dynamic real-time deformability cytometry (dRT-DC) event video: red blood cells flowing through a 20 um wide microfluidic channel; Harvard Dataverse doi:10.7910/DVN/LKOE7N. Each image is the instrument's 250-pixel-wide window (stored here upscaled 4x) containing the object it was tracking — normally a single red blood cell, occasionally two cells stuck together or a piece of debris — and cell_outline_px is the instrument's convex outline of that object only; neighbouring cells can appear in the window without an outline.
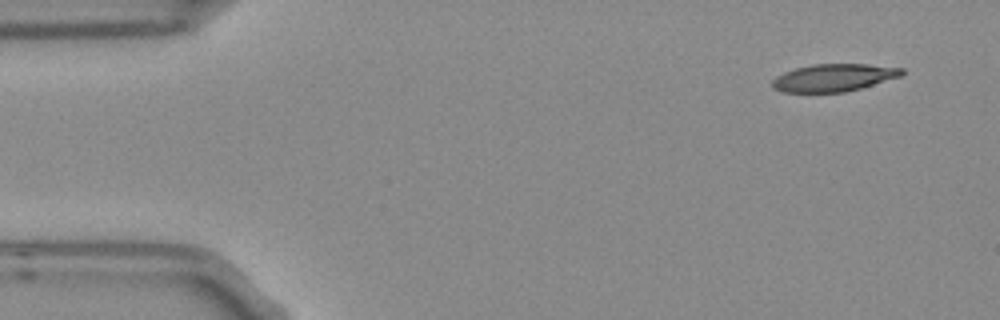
{"species": "Egyptian fruit bat (a non-hibernating species)", "species_latin": "Rousettus aegyptiacus", "temperature_condition": "room temperature", "stored_images_in_passage": 4, "camera_frame_rate_fps": 3000, "um_per_image_px": 0.085, "frame": {"image": 1, "passage_image": 1, "time_ms": 0.0, "image_size_px": [1000, 320], "cell_outline_px": [[904, 72], [900, 76], [860, 88], [844, 92], [784, 92], [772, 88], [772, 80], [776, 76], [784, 72], [796, 68], [812, 64], [868, 64], [904, 68]], "centroid_in_image_um": [70.84, 6.59], "position_along_channel_um": 14.2, "area_um2": 20.63}}
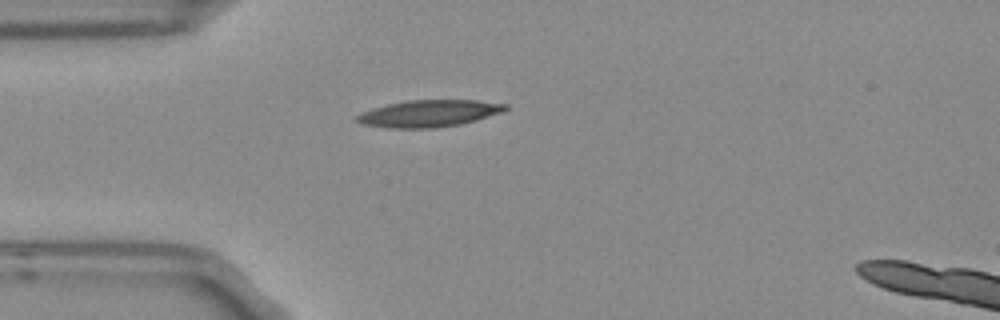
{"frame": {"image": 2, "passage_image": 4, "time_ms": 1.0, "image_size_px": [1000, 320], "cell_outline_px": [[508, 108], [504, 112], [476, 120], [460, 124], [436, 128], [388, 128], [364, 124], [352, 120], [360, 112], [372, 108], [388, 104], [408, 100], [476, 100], [508, 104]], "centroid_in_image_um": [36.45, 9.64], "position_along_channel_um": 48.5, "area_um2": 23.47}}